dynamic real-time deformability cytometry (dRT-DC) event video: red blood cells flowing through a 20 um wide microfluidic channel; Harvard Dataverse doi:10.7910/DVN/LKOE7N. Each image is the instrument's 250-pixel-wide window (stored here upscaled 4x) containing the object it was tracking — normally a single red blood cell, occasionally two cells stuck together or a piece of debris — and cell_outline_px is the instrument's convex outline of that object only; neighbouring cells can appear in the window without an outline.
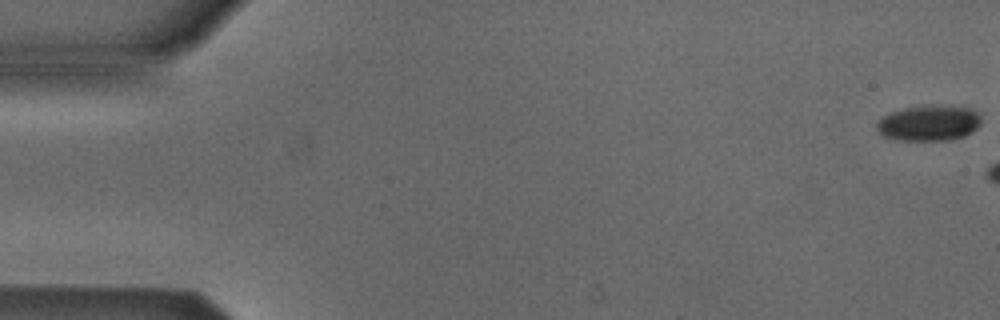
{"species": "Egyptian fruit bat (a non-hibernating species)", "species_latin": "Rousettus aegyptiacus", "temperature_condition": "cold", "stored_images_in_passage": 4, "camera_frame_rate_fps": 3000, "um_per_image_px": 0.085, "animal": {"sex": "male"}, "frame": {"image": 1, "passage_image": 1, "time_ms": 0.0, "image_size_px": [1000, 320], "cell_outline_px": [[980, 124], [976, 128], [964, 136], [948, 140], [900, 140], [884, 136], [876, 128], [876, 124], [880, 116], [904, 108], [940, 104], [972, 108], [980, 116]], "centroid_in_image_um": [78.95, 10.44], "position_along_channel_um": 6.0, "area_um2": 21.73}}